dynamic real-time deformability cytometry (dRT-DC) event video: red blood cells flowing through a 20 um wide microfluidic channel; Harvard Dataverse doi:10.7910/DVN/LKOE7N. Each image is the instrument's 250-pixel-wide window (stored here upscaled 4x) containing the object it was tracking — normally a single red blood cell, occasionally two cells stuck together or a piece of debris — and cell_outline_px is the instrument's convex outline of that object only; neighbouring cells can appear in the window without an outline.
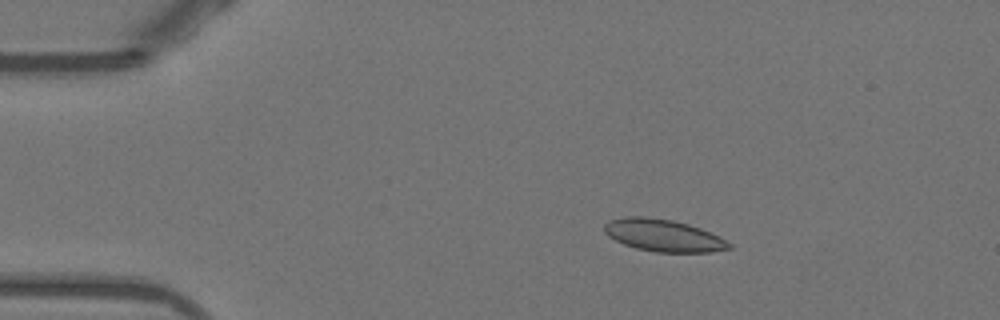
{"species": "Egyptian fruit bat (a non-hibernating species)", "species_latin": "Rousettus aegyptiacus", "temperature_condition": "warm", "stored_images_in_passage": 47, "camera_frame_rate_fps": 3000, "um_per_image_px": 0.085, "animal": {"sex": "female"}, "frame": {"image": 1, "passage_image": 8, "time_ms": 2.333, "image_size_px": [1000, 320], "cell_outline_px": [[732, 248], [712, 252], [656, 252], [636, 248], [624, 244], [608, 236], [604, 232], [604, 224], [608, 220], [624, 216], [644, 216], [672, 220], [688, 224], [700, 228], [720, 236], [732, 244]], "centroid_in_image_um": [56.38, 20.0], "position_along_channel_um": 28.6, "area_um2": 23.52}}
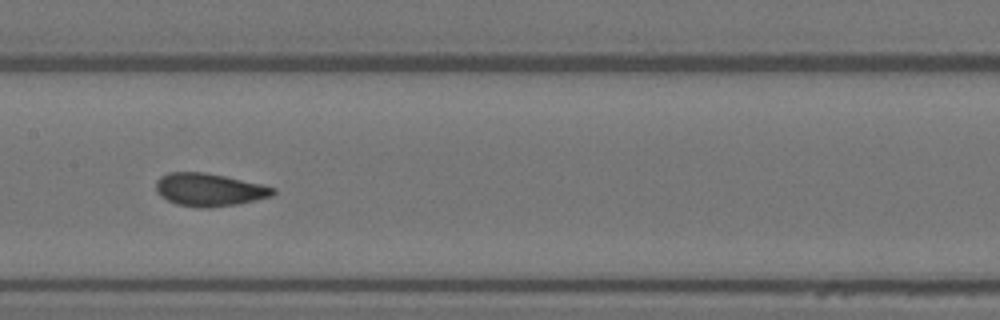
{"frame": {"image": 2, "passage_image": 25, "time_ms": 8.0, "image_size_px": [1000, 320], "cell_outline_px": [[276, 192], [272, 196], [256, 200], [236, 204], [212, 208], [196, 208], [176, 204], [160, 196], [156, 192], [156, 180], [160, 176], [168, 172], [204, 172], [224, 176], [260, 184], [276, 188]], "centroid_in_image_um": [17.75, 16.13], "position_along_channel_um": 189.6, "area_um2": 22.54}}
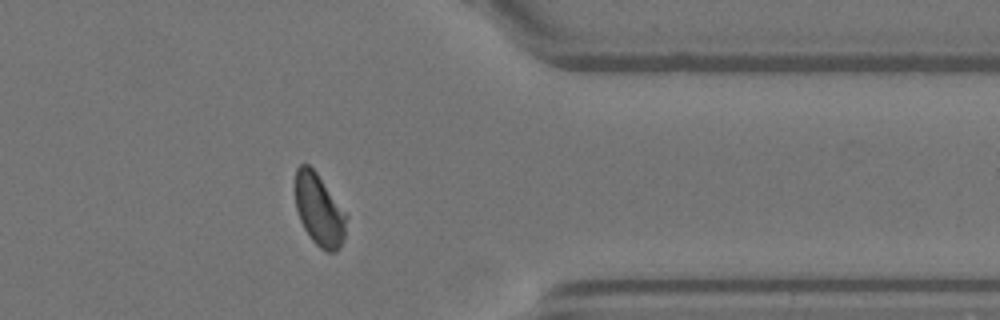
{"frame": {"image": 3, "passage_image": 41, "time_ms": 13.333, "image_size_px": [1000, 320], "cell_outline_px": [[348, 216], [344, 240], [340, 248], [336, 252], [328, 252], [320, 248], [312, 240], [304, 228], [300, 220], [296, 208], [296, 168], [300, 164], [308, 164], [316, 172], [348, 212]], "centroid_in_image_um": [27.18, 17.86], "position_along_channel_um": 384.2, "area_um2": 21.79}, "authors_computed_cell_mechanics": {"area_um2": 22.5998, "velocity_mm_per_s": 3.895, "shape_relaxation_time_tau1_ms": 4.2134, "shape_relaxation_time_tau2_ms": 0.8008, "deformation_change_tau1": 0.1412, "deformation_change_tau2": 0.0446}}